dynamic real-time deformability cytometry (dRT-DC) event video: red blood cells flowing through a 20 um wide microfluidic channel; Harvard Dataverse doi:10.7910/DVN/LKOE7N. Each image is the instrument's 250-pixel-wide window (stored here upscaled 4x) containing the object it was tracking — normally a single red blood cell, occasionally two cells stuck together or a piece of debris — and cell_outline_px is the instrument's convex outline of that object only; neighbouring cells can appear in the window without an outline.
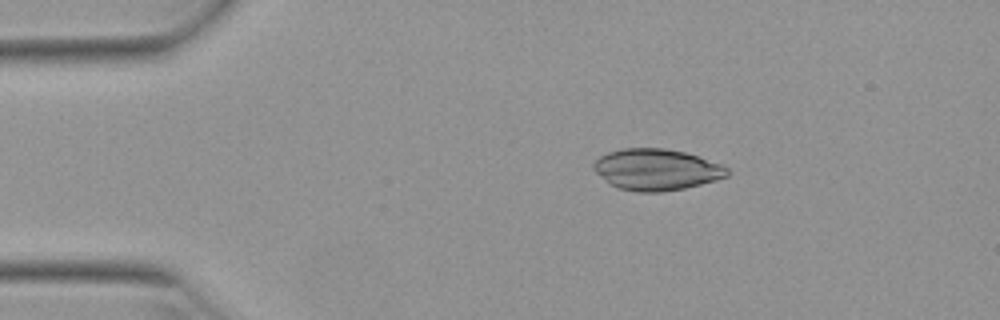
{"species": "Egyptian fruit bat (a non-hibernating species)", "species_latin": "Rousettus aegyptiacus", "temperature_condition": "warm", "stored_images_in_passage": 51, "camera_frame_rate_fps": 3000, "um_per_image_px": 0.085, "animal": {"sex": "female"}, "frame": {"image": 1, "passage_image": 9, "time_ms": 2.667, "image_size_px": [1000, 320], "cell_outline_px": [[728, 176], [716, 180], [684, 188], [660, 192], [636, 192], [616, 188], [596, 172], [592, 168], [592, 164], [600, 156], [608, 152], [624, 148], [664, 148], [684, 152], [724, 164], [728, 168]], "centroid_in_image_um": [55.8, 14.41], "position_along_channel_um": 29.2, "area_um2": 32.19}}
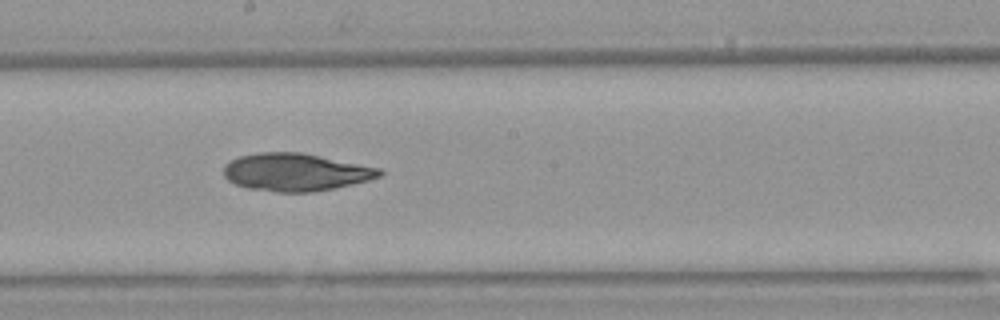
{"frame": {"image": 2, "passage_image": 28, "time_ms": 9.0, "image_size_px": [1000, 320], "cell_outline_px": [[384, 172], [380, 176], [368, 180], [336, 188], [312, 192], [276, 192], [248, 188], [236, 184], [228, 180], [224, 176], [224, 164], [240, 156], [260, 152], [300, 152], [380, 168]], "centroid_in_image_um": [25.12, 14.64], "position_along_channel_um": 223.1, "area_um2": 34.04}}
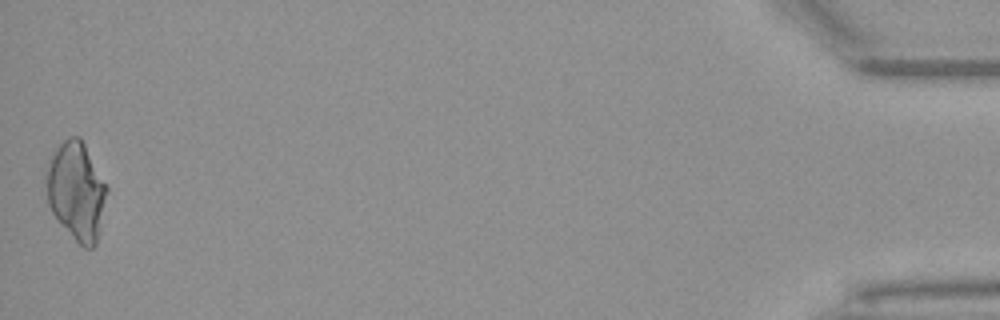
{"frame": {"image": 3, "passage_image": 51, "time_ms": 16.667, "image_size_px": [1000, 320], "cell_outline_px": [[108, 192], [100, 228], [96, 244], [92, 248], [84, 248], [60, 224], [52, 212], [48, 204], [44, 180], [44, 172], [56, 148], [68, 136], [80, 136], [108, 188]], "centroid_in_image_um": [6.47, 16.23], "position_along_channel_um": 428.7, "area_um2": 34.74}}